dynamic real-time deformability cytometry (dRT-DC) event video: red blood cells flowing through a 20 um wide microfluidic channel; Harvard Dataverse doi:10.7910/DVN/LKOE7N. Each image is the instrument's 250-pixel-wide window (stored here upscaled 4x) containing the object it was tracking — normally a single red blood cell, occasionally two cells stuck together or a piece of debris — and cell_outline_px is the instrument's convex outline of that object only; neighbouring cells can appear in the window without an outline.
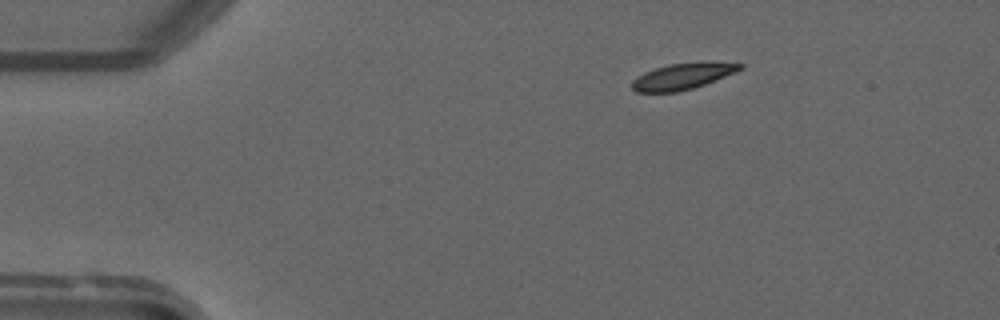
{"species": "common noctule bat (a hibernating species)", "species_latin": "Nyctalus noctula", "temperature_condition": "warm", "stored_images_in_passage": 4, "camera_frame_rate_fps": 3000, "um_per_image_px": 0.085, "animal": {"sex": "male", "forearm_length_mm": 52.5}, "frame": {"image": 1, "passage_image": 3, "time_ms": 2.333, "image_size_px": [1000, 320], "cell_outline_px": [[744, 68], [736, 72], [704, 84], [692, 88], [676, 92], [636, 92], [632, 88], [632, 80], [644, 72], [668, 64], [700, 60], [712, 60], [744, 64]], "centroid_in_image_um": [58.08, 6.44], "position_along_channel_um": 26.9, "area_um2": 16.88}}